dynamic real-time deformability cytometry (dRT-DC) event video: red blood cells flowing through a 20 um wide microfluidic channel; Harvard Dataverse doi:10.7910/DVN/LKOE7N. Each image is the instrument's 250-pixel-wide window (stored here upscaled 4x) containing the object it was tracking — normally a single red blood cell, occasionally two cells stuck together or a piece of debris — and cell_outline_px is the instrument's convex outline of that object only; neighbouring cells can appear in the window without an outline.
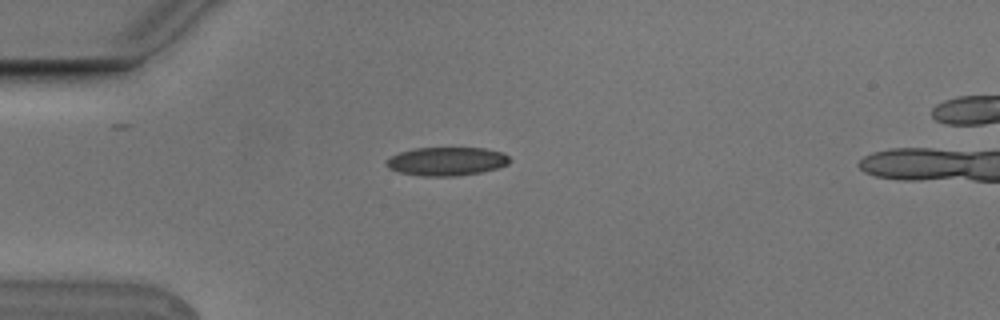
{"species": "Egyptian fruit bat (a non-hibernating species)", "species_latin": "Rousettus aegyptiacus", "temperature_condition": "cold", "stored_images_in_passage": 2, "camera_frame_rate_fps": 3000, "um_per_image_px": 0.085, "animal": {"sex": "male"}, "frame": {"image": 1, "passage_image": 2, "time_ms": 0.333, "image_size_px": [1000, 320], "cell_outline_px": [[512, 160], [508, 164], [496, 168], [480, 172], [456, 176], [420, 176], [400, 172], [388, 168], [384, 164], [384, 160], [400, 152], [416, 148], [484, 148], [504, 152]], "centroid_in_image_um": [37.96, 13.71], "position_along_channel_um": 47.0, "area_um2": 20.58}}